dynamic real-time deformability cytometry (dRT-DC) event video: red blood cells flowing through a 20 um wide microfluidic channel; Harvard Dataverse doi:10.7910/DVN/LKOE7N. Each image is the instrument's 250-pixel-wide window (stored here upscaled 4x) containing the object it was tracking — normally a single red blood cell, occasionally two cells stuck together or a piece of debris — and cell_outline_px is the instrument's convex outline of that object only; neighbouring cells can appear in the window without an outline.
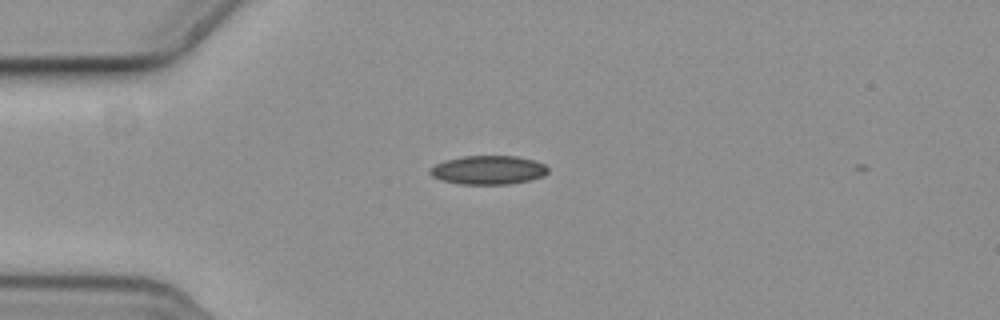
{"species": "common noctule bat (a hibernating species)", "species_latin": "Nyctalus noctula", "temperature_condition": "cold", "stored_images_in_passage": 2, "camera_frame_rate_fps": 3000, "um_per_image_px": 0.085, "animal": {"sex": "female", "body_mass_g": 19.3, "forearm_length_mm": 54.1}, "frame": {"image": 1, "passage_image": 1, "time_ms": 0.0, "image_size_px": [1000, 320], "cell_outline_px": [[548, 172], [544, 176], [528, 180], [508, 184], [460, 184], [440, 180], [432, 176], [428, 172], [428, 168], [444, 160], [464, 156], [516, 156], [536, 160], [544, 164], [548, 168]], "centroid_in_image_um": [41.48, 14.44], "position_along_channel_um": 43.5, "area_um2": 19.94}}